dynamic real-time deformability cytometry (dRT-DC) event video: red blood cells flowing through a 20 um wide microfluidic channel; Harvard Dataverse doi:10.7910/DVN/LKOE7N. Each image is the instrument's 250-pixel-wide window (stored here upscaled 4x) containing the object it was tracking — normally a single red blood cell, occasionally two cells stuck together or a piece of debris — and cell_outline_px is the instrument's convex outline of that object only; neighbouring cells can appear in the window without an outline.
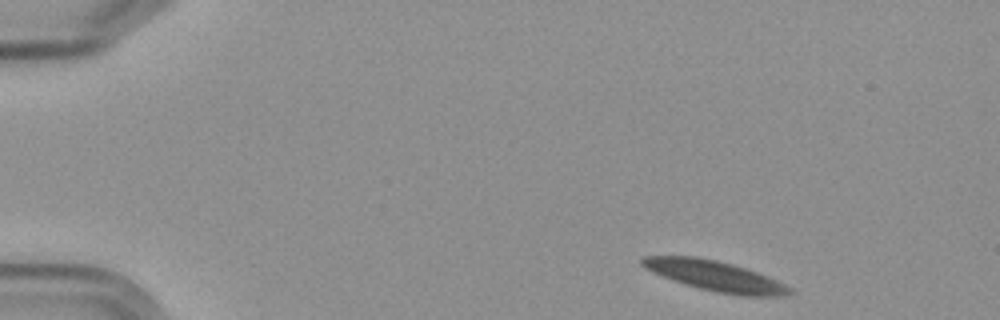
{"species": "Egyptian fruit bat (a non-hibernating species)", "species_latin": "Rousettus aegyptiacus", "temperature_condition": "cold", "stored_images_in_passage": 5, "camera_frame_rate_fps": 3000, "um_per_image_px": 0.085, "frame": {"image": 1, "passage_image": 1, "time_ms": 0.0, "image_size_px": [1000, 320], "cell_outline_px": [[792, 292], [784, 296], [740, 296], [716, 292], [696, 288], [684, 284], [652, 272], [644, 268], [640, 264], [640, 260], [644, 256], [696, 256], [716, 260], [732, 264], [756, 272], [776, 280], [792, 288]], "centroid_in_image_um": [60.75, 23.46], "position_along_channel_um": 24.3, "area_um2": 25.95}}
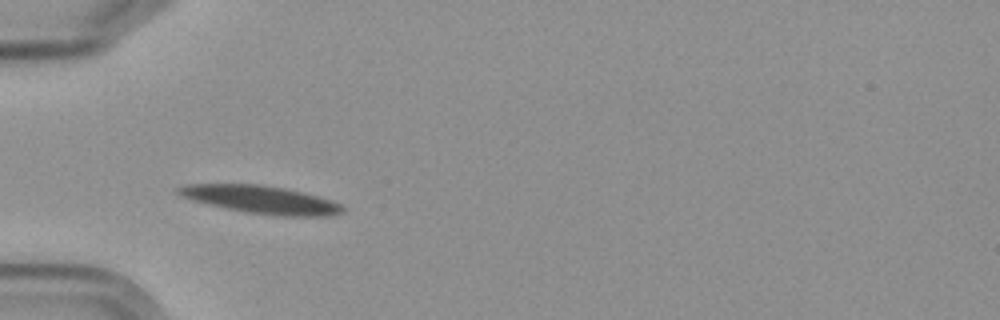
{"frame": {"image": 2, "passage_image": 4, "time_ms": 3.667, "image_size_px": [1000, 320], "cell_outline_px": [[344, 212], [328, 216], [276, 216], [244, 212], [208, 204], [192, 200], [180, 196], [176, 192], [176, 188], [184, 184], [260, 184], [284, 188], [304, 192], [340, 204], [344, 208]], "centroid_in_image_um": [22.14, 16.97], "position_along_channel_um": 62.9, "area_um2": 26.65}}